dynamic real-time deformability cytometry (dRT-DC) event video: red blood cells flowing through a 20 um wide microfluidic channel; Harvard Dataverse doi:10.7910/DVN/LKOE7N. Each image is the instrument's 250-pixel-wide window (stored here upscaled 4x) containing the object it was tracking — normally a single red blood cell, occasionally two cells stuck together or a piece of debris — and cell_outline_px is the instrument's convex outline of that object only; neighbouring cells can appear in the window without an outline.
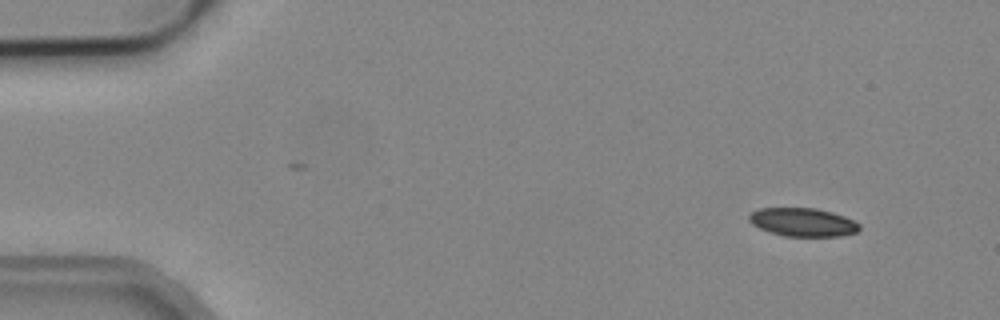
{"species": "common noctule bat (a hibernating species)", "species_latin": "Nyctalus noctula", "temperature_condition": "cold", "stored_images_in_passage": 2, "camera_frame_rate_fps": 3000, "um_per_image_px": 0.085, "animal": {"sex": "male", "body_mass_g": 19.2, "forearm_length_mm": 51.8}, "frame": {"image": 1, "passage_image": 1, "time_ms": 0.0, "image_size_px": [1000, 320], "cell_outline_px": [[860, 228], [856, 232], [840, 236], [784, 236], [760, 228], [752, 224], [748, 220], [748, 216], [752, 212], [760, 208], [816, 208], [832, 212], [844, 216], [860, 224]], "centroid_in_image_um": [68.24, 18.88], "position_along_channel_um": 16.8, "area_um2": 18.15}}